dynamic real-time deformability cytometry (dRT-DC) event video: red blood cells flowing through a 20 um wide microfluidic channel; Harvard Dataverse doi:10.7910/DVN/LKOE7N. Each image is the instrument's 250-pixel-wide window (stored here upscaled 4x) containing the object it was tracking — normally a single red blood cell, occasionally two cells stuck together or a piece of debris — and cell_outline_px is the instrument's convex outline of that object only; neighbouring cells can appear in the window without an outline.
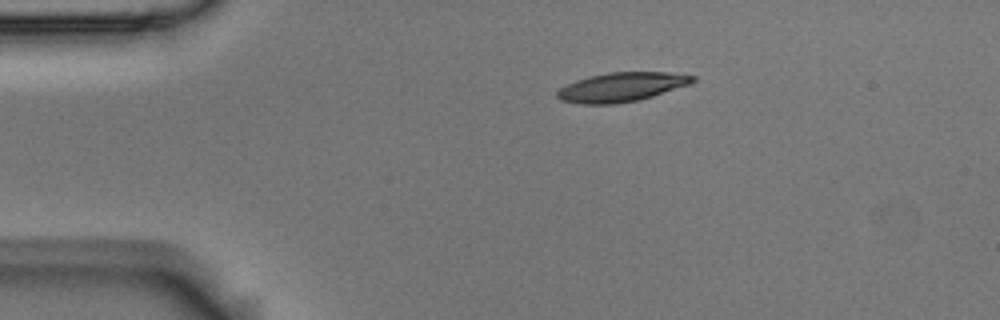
{"species": "Egyptian fruit bat (a non-hibernating species)", "species_latin": "Rousettus aegyptiacus", "temperature_condition": "room temperature", "stored_images_in_passage": 9, "camera_frame_rate_fps": 3000, "um_per_image_px": 0.085, "animal": {"sex": "male"}, "frame": {"image": 1, "passage_image": 1, "time_ms": 0.0, "image_size_px": [1000, 320], "cell_outline_px": [[696, 80], [692, 84], [640, 100], [616, 104], [580, 104], [560, 100], [556, 96], [556, 92], [560, 88], [576, 80], [588, 76], [608, 72], [668, 72], [696, 76]], "centroid_in_image_um": [52.85, 7.4], "position_along_channel_um": 32.1, "area_um2": 23.29}}
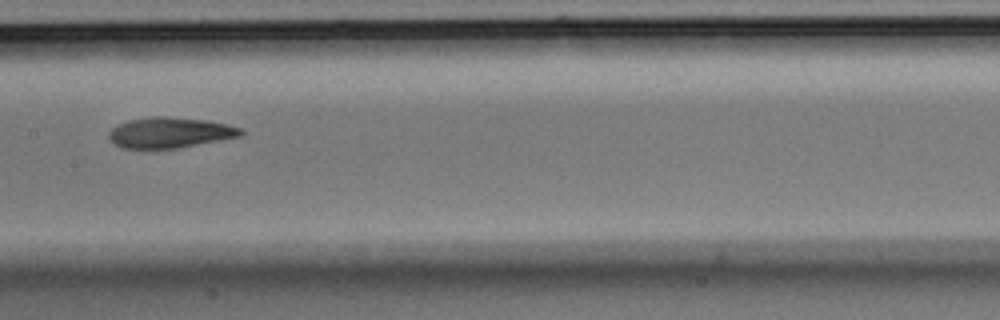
{"frame": {"image": 2, "passage_image": 6, "time_ms": 1.667, "image_size_px": [1000, 320], "cell_outline_px": [[244, 132], [240, 136], [176, 148], [120, 148], [112, 144], [108, 136], [108, 132], [112, 128], [128, 120], [152, 116], [168, 116], [208, 120], [240, 128]], "centroid_in_image_um": [14.38, 11.26], "position_along_channel_um": 193.0, "area_um2": 23.41}}
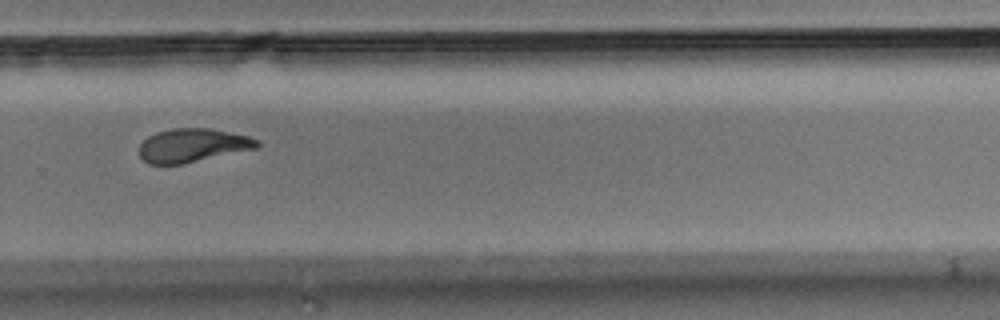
{"frame": {"image": 3, "passage_image": 9, "time_ms": 2.667, "image_size_px": [1000, 320], "cell_outline_px": [[260, 144], [256, 148], [184, 164], [148, 164], [140, 156], [140, 144], [148, 136], [156, 132], [172, 128], [212, 128], [248, 136], [260, 140]], "centroid_in_image_um": [16.38, 12.35], "position_along_channel_um": 313.4, "area_um2": 23.12}}